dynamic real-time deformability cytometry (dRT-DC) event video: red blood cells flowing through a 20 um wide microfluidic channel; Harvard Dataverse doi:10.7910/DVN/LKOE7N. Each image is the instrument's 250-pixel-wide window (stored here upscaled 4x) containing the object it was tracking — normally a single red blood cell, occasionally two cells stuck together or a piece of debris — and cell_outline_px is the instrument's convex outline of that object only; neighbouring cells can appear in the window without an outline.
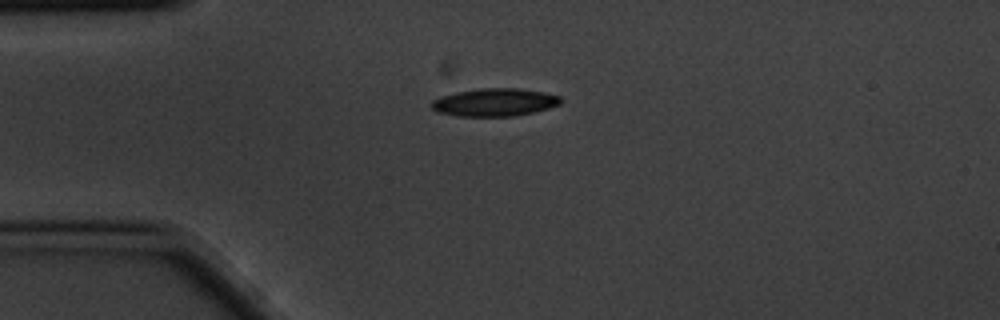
{"species": "common noctule bat (a hibernating species)", "species_latin": "Nyctalus noctula", "temperature_condition": "cold", "stored_images_in_passage": 3, "camera_frame_rate_fps": 3000, "um_per_image_px": 0.085, "animal": {"sex": "male", "body_mass_g": 20.1, "forearm_length_mm": 53.5}, "frame": {"image": 1, "passage_image": 1, "time_ms": 0.0, "image_size_px": [1000, 320], "cell_outline_px": [[564, 100], [560, 104], [548, 108], [532, 112], [512, 116], [456, 116], [436, 112], [428, 104], [432, 100], [440, 96], [456, 92], [480, 88], [520, 88], [544, 92], [560, 96]], "centroid_in_image_um": [42.01, 8.69], "position_along_channel_um": 43.0, "area_um2": 21.15}}